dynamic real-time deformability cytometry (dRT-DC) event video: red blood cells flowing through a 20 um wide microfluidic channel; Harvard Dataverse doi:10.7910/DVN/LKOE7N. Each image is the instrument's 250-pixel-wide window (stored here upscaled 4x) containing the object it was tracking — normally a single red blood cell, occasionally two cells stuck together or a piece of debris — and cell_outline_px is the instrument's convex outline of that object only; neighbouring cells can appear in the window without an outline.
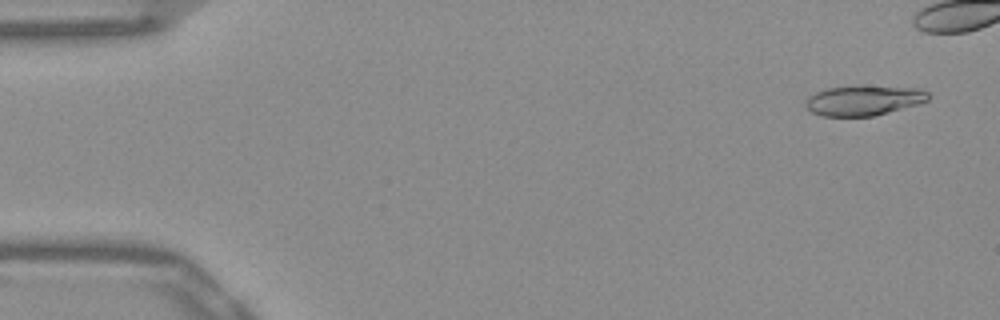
{"species": "Egyptian fruit bat (a non-hibernating species)", "species_latin": "Rousettus aegyptiacus", "temperature_condition": "warm", "stored_images_in_passage": 43, "camera_frame_rate_fps": 3000, "um_per_image_px": 0.085, "frame": {"image": 1, "passage_image": 3, "time_ms": 0.667, "image_size_px": [1000, 320], "cell_outline_px": [[928, 100], [916, 104], [888, 112], [872, 116], [820, 116], [812, 112], [804, 104], [804, 100], [816, 92], [828, 88], [920, 88], [928, 92]], "centroid_in_image_um": [73.36, 8.58], "position_along_channel_um": 11.6, "area_um2": 20.46}}
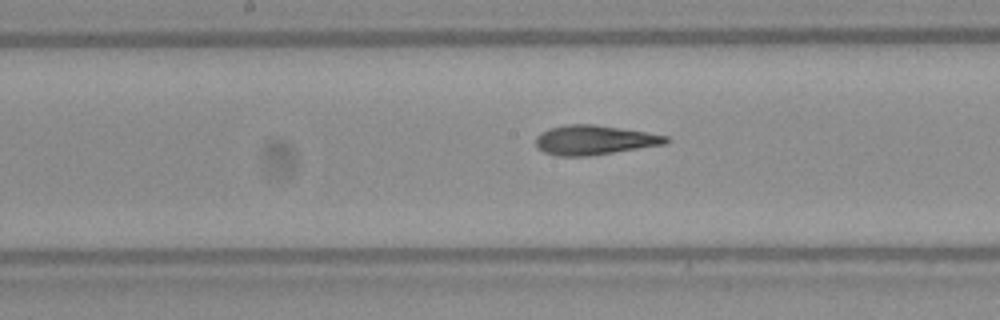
{"frame": {"image": 2, "passage_image": 27, "time_ms": 8.667, "image_size_px": [1000, 320], "cell_outline_px": [[672, 140], [668, 144], [584, 156], [556, 156], [544, 152], [536, 148], [536, 136], [540, 132], [548, 128], [564, 124], [592, 124], [620, 128], [668, 136]], "centroid_in_image_um": [50.49, 11.89], "position_along_channel_um": 197.7, "area_um2": 22.43}}
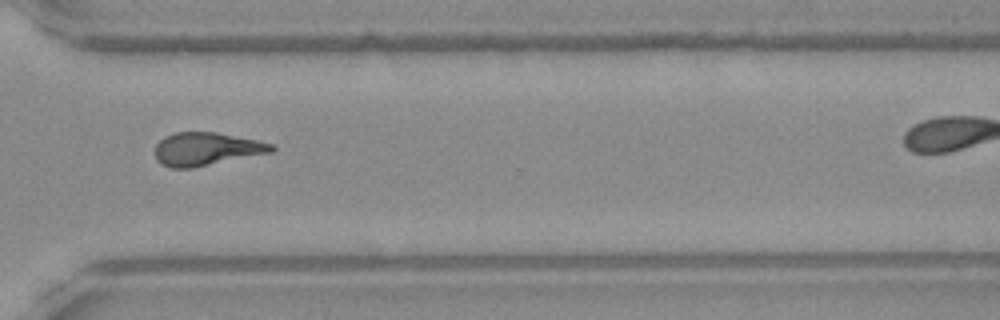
{"frame": {"image": 3, "passage_image": 39, "time_ms": 12.667, "image_size_px": [1000, 320], "cell_outline_px": [[276, 148], [272, 152], [192, 168], [172, 168], [160, 164], [156, 160], [156, 144], [164, 136], [176, 132], [216, 132], [256, 140], [272, 144]], "centroid_in_image_um": [17.51, 12.66], "position_along_channel_um": 353.1, "area_um2": 22.37}}